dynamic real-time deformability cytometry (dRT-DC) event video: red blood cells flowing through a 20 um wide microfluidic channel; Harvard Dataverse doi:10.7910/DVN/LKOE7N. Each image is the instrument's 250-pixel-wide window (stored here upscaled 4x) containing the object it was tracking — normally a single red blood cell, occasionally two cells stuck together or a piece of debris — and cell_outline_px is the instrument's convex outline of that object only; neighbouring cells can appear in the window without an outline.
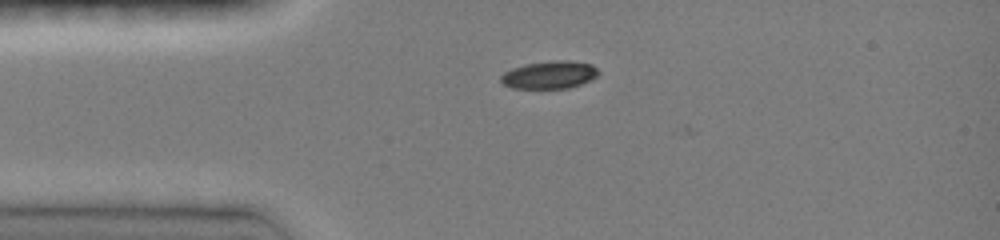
{"species": "common noctule bat (a hibernating species)", "species_latin": "Nyctalus noctula", "temperature_condition": "room temperature", "stored_images_in_passage": 4, "camera_frame_rate_fps": 3000, "um_per_image_px": 0.085, "animal": {"sex": "female", "body_mass_g": 19.0, "forearm_length_mm": 51.5}, "frame": {"image": 1, "passage_image": 1, "time_ms": 0.0, "image_size_px": [1000, 240], "cell_outline_px": [[600, 72], [596, 76], [580, 84], [568, 88], [512, 88], [504, 84], [500, 80], [500, 76], [504, 72], [512, 68], [524, 64], [552, 60], [568, 60], [592, 64]], "centroid_in_image_um": [46.68, 6.35], "position_along_channel_um": 38.3, "area_um2": 15.72}}